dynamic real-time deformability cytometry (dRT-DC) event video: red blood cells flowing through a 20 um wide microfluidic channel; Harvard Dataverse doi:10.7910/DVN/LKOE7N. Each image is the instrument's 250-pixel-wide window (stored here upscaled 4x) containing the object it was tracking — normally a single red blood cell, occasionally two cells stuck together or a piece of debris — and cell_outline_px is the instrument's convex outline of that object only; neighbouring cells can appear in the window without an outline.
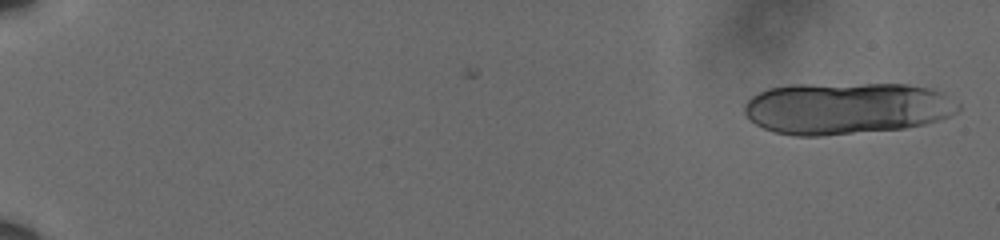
{"species": "human", "species_latin": "Homo sapiens", "temperature_condition": "cold", "stored_images_in_passage": 20, "segment_of_instrument_passage": [1, 2], "camera_frame_rate_fps": 3000, "um_per_image_px": 0.085, "donor": {"sex": "male"}, "frame": {"image": 1, "passage_image": 1, "time_ms": 0.0, "image_size_px": [1000, 240], "cell_outline_px": [[960, 108], [956, 112], [948, 116], [924, 124], [904, 128], [824, 136], [792, 136], [772, 132], [756, 124], [744, 112], [744, 104], [752, 96], [768, 88], [792, 84], [908, 84], [932, 88], [944, 92], [960, 104]], "centroid_in_image_um": [71.96, 9.19], "position_along_channel_um": 13.0, "area_um2": 65.14}}